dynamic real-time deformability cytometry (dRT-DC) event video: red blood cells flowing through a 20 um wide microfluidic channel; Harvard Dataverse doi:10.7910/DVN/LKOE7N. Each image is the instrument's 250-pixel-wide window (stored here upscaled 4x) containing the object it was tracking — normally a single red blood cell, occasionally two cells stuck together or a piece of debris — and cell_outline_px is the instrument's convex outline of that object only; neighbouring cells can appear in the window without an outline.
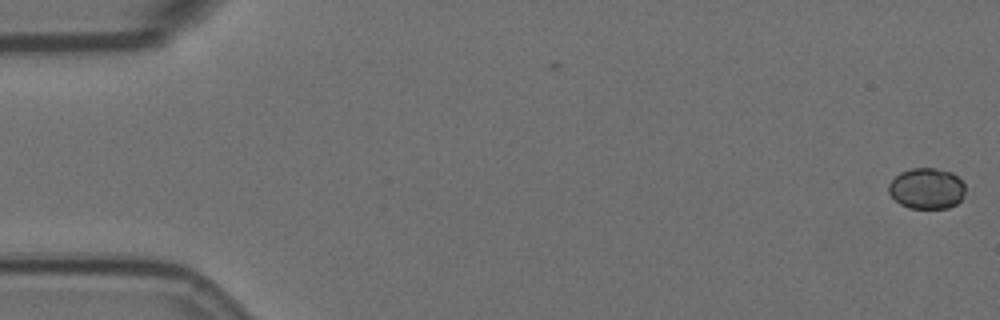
{"species": "Egyptian fruit bat (a non-hibernating species)", "species_latin": "Rousettus aegyptiacus", "temperature_condition": "room temperature", "stored_images_in_passage": 6, "camera_frame_rate_fps": 3000, "um_per_image_px": 0.085, "animal": {"sex": "female"}, "frame": {"image": 1, "passage_image": 1, "time_ms": 0.0, "image_size_px": [1000, 320], "cell_outline_px": [[964, 196], [956, 204], [948, 208], [908, 208], [900, 204], [888, 192], [888, 184], [900, 172], [912, 168], [936, 168], [952, 172], [964, 184]], "centroid_in_image_um": [78.76, 16.02], "position_along_channel_um": 6.2, "area_um2": 18.26}}